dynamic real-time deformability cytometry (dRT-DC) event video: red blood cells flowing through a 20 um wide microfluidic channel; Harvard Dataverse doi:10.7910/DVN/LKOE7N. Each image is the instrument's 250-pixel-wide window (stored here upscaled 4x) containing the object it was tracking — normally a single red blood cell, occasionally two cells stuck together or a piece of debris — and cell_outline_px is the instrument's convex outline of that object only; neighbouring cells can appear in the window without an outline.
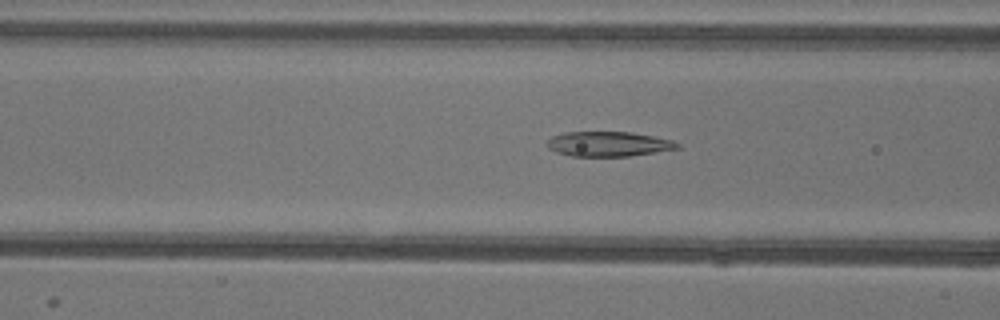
{"species": "common noctule bat (a hibernating species)", "species_latin": "Nyctalus noctula", "temperature_condition": "warm", "stored_images_in_passage": 52, "camera_frame_rate_fps": 3000, "um_per_image_px": 0.085, "animal": {"sex": "female"}, "frame": {"image": 1, "passage_image": 20, "time_ms": 6.333, "image_size_px": [1000, 320], "cell_outline_px": [[680, 148], [628, 156], [572, 156], [556, 152], [548, 148], [548, 140], [552, 136], [564, 132], [632, 132], [672, 140], [680, 144]], "centroid_in_image_um": [51.71, 12.23], "position_along_channel_um": 114.9, "area_um2": 18.73}}
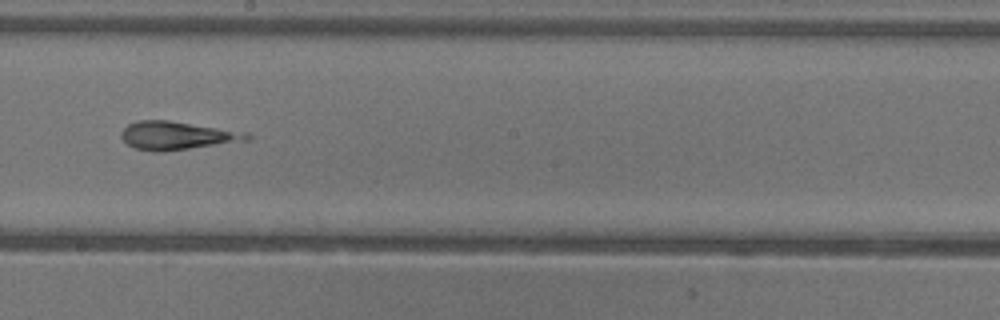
{"frame": {"image": 2, "passage_image": 29, "time_ms": 9.333, "image_size_px": [1000, 320], "cell_outline_px": [[252, 140], [164, 152], [152, 152], [136, 148], [128, 144], [120, 136], [120, 132], [128, 124], [136, 120], [168, 120], [248, 132], [252, 136]], "centroid_in_image_um": [15.08, 11.53], "position_along_channel_um": 233.1, "area_um2": 20.98}}
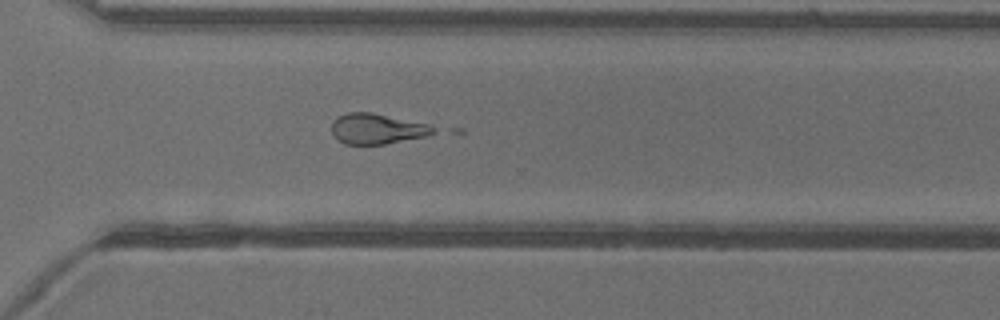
{"frame": {"image": 3, "passage_image": 37, "time_ms": 12.0, "image_size_px": [1000, 320], "cell_outline_px": [[436, 132], [424, 136], [384, 144], [344, 144], [336, 140], [332, 136], [332, 120], [348, 112], [372, 112], [428, 124], [436, 128]], "centroid_in_image_um": [32.0, 10.94], "position_along_channel_um": 338.6, "area_um2": 18.03}}